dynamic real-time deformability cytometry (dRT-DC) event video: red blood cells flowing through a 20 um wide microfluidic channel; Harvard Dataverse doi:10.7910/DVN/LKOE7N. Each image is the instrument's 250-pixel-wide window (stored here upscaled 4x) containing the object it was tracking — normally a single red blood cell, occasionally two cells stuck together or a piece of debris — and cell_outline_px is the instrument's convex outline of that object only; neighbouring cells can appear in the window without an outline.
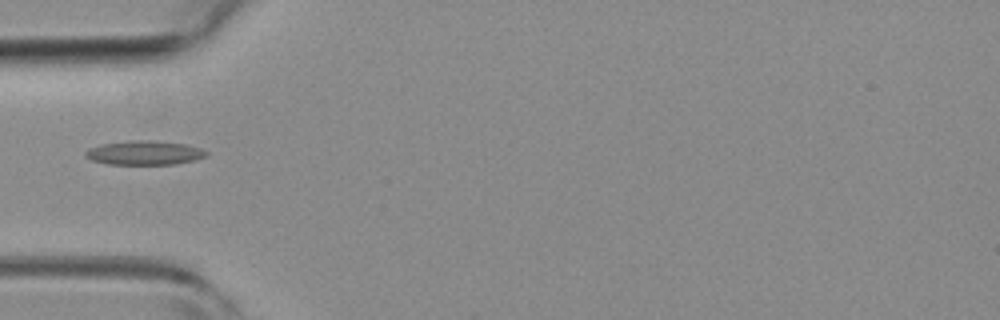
{"species": "common noctule bat (a hibernating species)", "species_latin": "Nyctalus noctula", "temperature_condition": "room temperature", "stored_images_in_passage": 22, "camera_frame_rate_fps": 3000, "um_per_image_px": 0.085, "animal": {"sex": "female", "body_mass_g": 19.3, "forearm_length_mm": 54.1}, "frame": {"image": 1, "passage_image": 1, "time_ms": 0.0, "image_size_px": [1000, 320], "cell_outline_px": [[208, 152], [204, 156], [192, 160], [176, 164], [108, 164], [92, 160], [84, 156], [84, 152], [88, 148], [100, 144], [128, 140], [156, 140], [184, 144], [200, 148]], "centroid_in_image_um": [12.21, 12.97], "position_along_channel_um": 72.8, "area_um2": 16.99}}
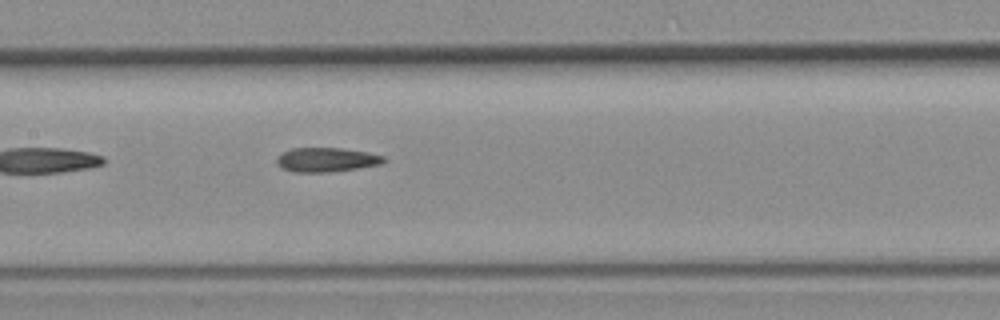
{"frame": {"image": 2, "passage_image": 9, "time_ms": 2.667, "image_size_px": [1000, 320], "cell_outline_px": [[388, 160], [384, 164], [328, 172], [292, 172], [284, 168], [276, 160], [284, 152], [292, 148], [340, 148], [368, 152], [384, 156]], "centroid_in_image_um": [27.83, 13.57], "position_along_channel_um": 179.6, "area_um2": 14.97}}
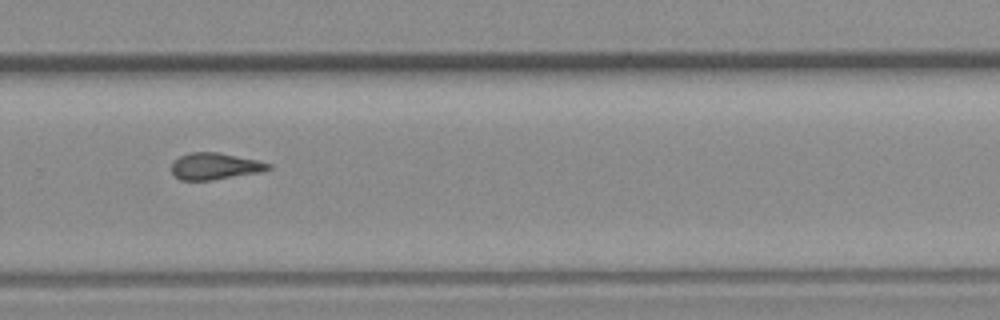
{"frame": {"image": 3, "passage_image": 19, "time_ms": 6.0, "image_size_px": [1000, 320], "cell_outline_px": [[272, 168], [260, 172], [212, 180], [180, 180], [172, 172], [172, 164], [180, 156], [192, 152], [216, 152], [256, 160], [272, 164]], "centroid_in_image_um": [18.28, 14.13], "position_along_channel_um": 311.5, "area_um2": 14.8}}